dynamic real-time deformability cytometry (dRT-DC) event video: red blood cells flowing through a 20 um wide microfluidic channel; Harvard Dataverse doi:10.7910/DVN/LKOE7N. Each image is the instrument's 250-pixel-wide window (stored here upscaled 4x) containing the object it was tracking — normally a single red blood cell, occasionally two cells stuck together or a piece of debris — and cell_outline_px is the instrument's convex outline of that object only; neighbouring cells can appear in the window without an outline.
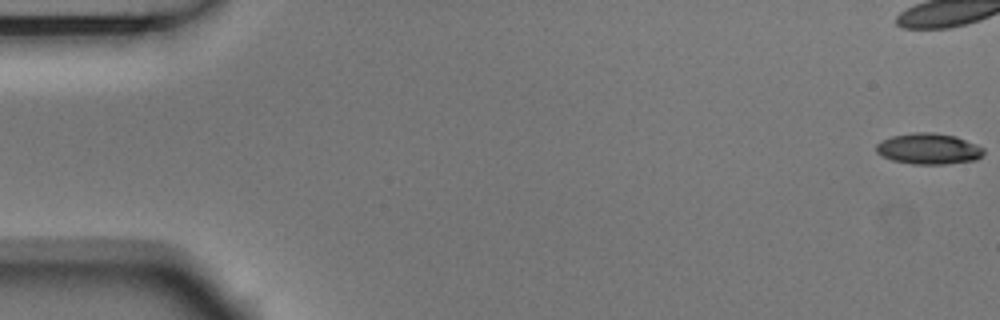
{"species": "Egyptian fruit bat (a non-hibernating species)", "species_latin": "Rousettus aegyptiacus", "temperature_condition": "room temperature", "stored_images_in_passage": 55, "camera_frame_rate_fps": 3000, "um_per_image_px": 0.085, "animal": {"sex": "male"}, "frame": {"image": 1, "passage_image": 1, "time_ms": 0.0, "image_size_px": [1000, 320], "cell_outline_px": [[984, 152], [976, 160], [944, 164], [912, 164], [892, 160], [876, 152], [876, 144], [880, 140], [892, 136], [912, 132], [932, 132], [956, 136], [976, 144], [984, 148]], "centroid_in_image_um": [78.92, 12.64], "position_along_channel_um": 6.1, "area_um2": 19.42}}
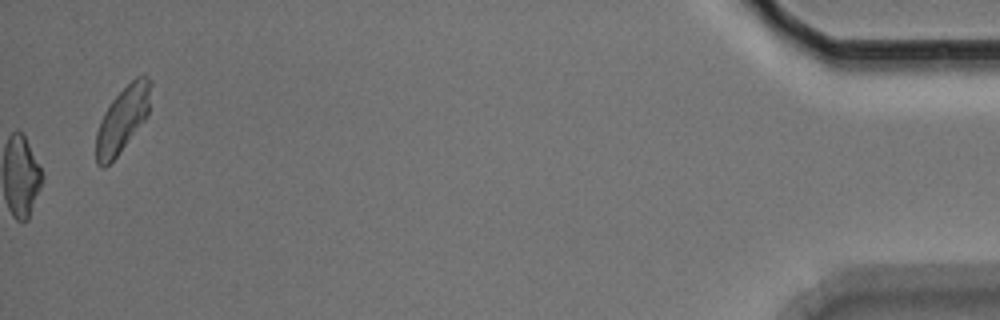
{"frame": {"image": 2, "passage_image": 55, "time_ms": 18.0, "image_size_px": [1000, 320], "cell_outline_px": [[152, 84], [148, 116], [116, 156], [104, 168], [100, 168], [96, 164], [96, 132], [100, 120], [104, 112], [112, 100], [136, 76], [144, 72], [152, 80]], "centroid_in_image_um": [10.43, 10.1], "position_along_channel_um": 424.8, "area_um2": 20.98}, "authors_computed_cell_mechanics": {"area_um2": 20.23, "velocity_mm_per_s": 3.756, "shape_relaxation_time_tau1_ms": 4.4128, "shape_relaxation_time_tau2_ms": 9.208, "deformation_change_tau1": 0.1582, "deformation_change_tau2": 0.2119}}